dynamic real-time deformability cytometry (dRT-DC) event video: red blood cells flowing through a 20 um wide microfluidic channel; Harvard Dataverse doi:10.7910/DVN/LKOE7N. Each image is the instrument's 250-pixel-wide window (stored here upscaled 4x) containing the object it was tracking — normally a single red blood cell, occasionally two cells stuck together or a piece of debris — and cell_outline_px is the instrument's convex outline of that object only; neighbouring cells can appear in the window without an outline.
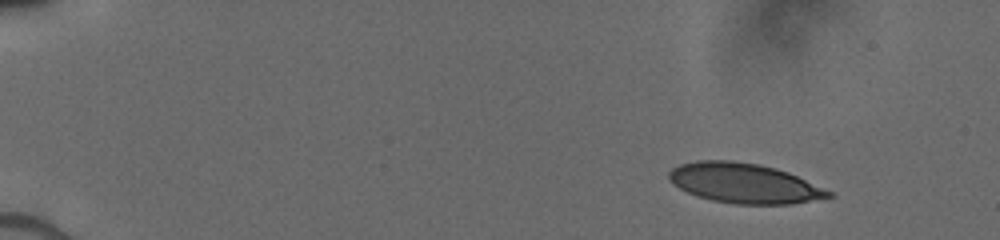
{"species": "human", "species_latin": "Homo sapiens", "temperature_condition": "cold", "stored_images_in_passage": 33, "camera_frame_rate_fps": 3000, "um_per_image_px": 0.085, "donor": {"sex": "male"}, "frame": {"image": 1, "passage_image": 1, "time_ms": 0.0, "image_size_px": [1000, 240], "cell_outline_px": [[836, 196], [792, 204], [736, 204], [712, 200], [688, 192], [672, 184], [668, 180], [668, 172], [672, 168], [680, 164], [696, 160], [732, 160], [760, 164], [776, 168], [788, 172], [832, 192]], "centroid_in_image_um": [63.24, 15.56], "position_along_channel_um": 21.8, "area_um2": 37.11}}
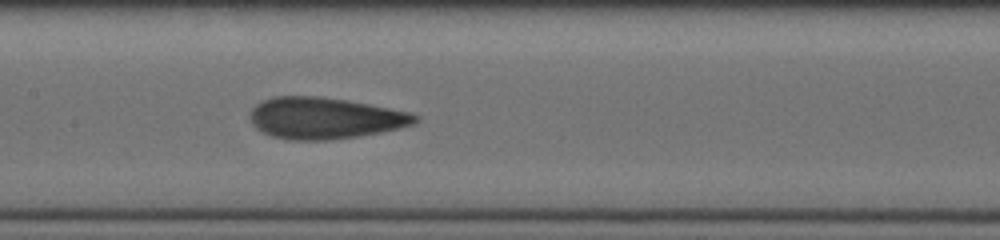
{"frame": {"image": 2, "passage_image": 20, "time_ms": 7.0, "image_size_px": [1000, 240], "cell_outline_px": [[420, 120], [416, 124], [400, 128], [360, 136], [328, 140], [292, 140], [272, 136], [256, 128], [252, 124], [252, 108], [256, 104], [264, 100], [276, 96], [320, 96], [368, 104], [412, 112], [420, 116]], "centroid_in_image_um": [27.67, 10.04], "position_along_channel_um": 179.7, "area_um2": 39.82}}
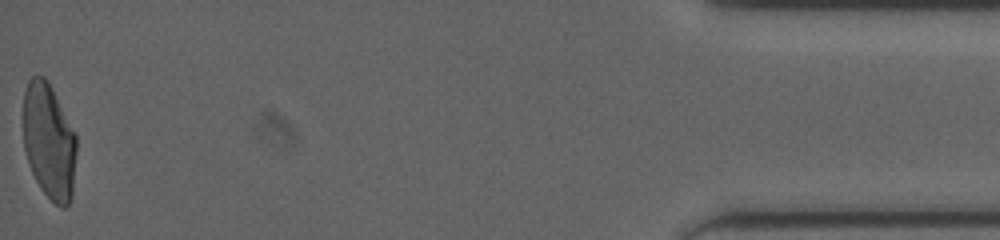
{"frame": {"image": 3, "passage_image": 33, "time_ms": 15.0, "image_size_px": [1000, 240], "cell_outline_px": [[76, 152], [72, 196], [68, 204], [64, 208], [60, 208], [40, 188], [32, 172], [24, 148], [24, 92], [28, 80], [32, 76], [44, 76], [48, 80], [76, 136]], "centroid_in_image_um": [4.17, 12.01], "position_along_channel_um": 431.0, "area_um2": 35.6}}